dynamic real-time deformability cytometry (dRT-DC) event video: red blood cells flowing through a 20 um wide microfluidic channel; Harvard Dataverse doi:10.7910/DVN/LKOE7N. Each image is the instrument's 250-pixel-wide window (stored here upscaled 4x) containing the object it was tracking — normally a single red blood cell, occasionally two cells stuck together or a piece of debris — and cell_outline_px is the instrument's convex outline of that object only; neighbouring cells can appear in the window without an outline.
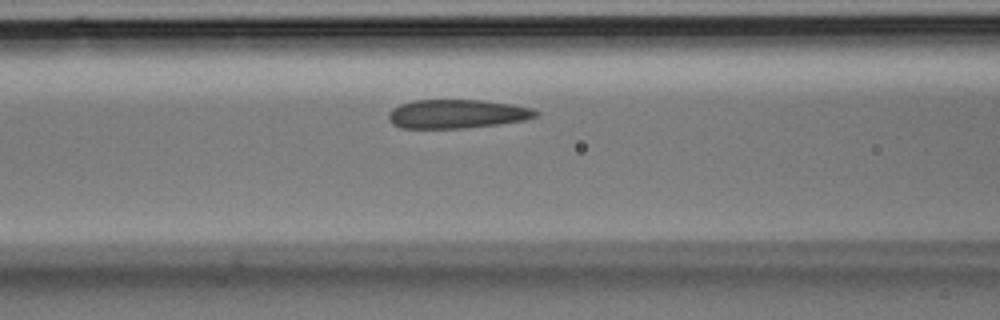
{"species": "Egyptian fruit bat (a non-hibernating species)", "species_latin": "Rousettus aegyptiacus", "temperature_condition": "room temperature", "stored_images_in_passage": 8, "camera_frame_rate_fps": 3000, "um_per_image_px": 0.085, "animal": {"sex": "male"}, "frame": {"image": 1, "passage_image": 7, "time_ms": 2.0, "image_size_px": [1000, 320], "cell_outline_px": [[540, 112], [536, 116], [524, 120], [500, 124], [464, 128], [400, 128], [392, 124], [388, 120], [388, 112], [392, 108], [400, 104], [412, 100], [484, 100], [512, 104], [532, 108]], "centroid_in_image_um": [38.82, 9.68], "position_along_channel_um": 127.8, "area_um2": 24.97}}